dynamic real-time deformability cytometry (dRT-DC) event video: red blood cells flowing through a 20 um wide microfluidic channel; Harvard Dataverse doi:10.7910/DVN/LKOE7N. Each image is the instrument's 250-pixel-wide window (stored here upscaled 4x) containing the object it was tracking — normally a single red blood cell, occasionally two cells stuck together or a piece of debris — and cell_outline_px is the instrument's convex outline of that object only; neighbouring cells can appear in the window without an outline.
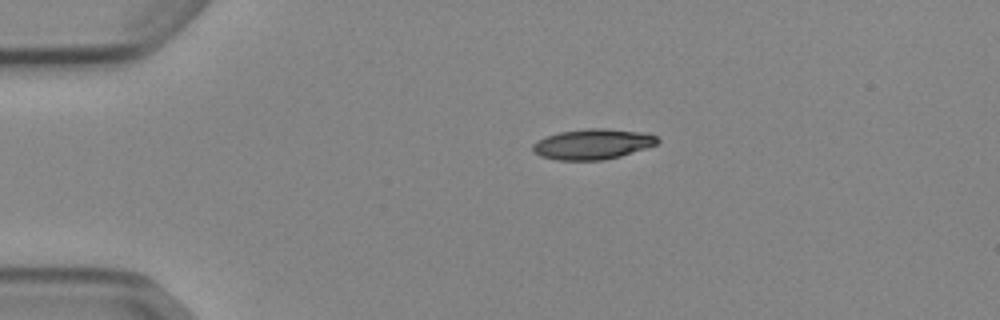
{"species": "Egyptian fruit bat (a non-hibernating species)", "species_latin": "Rousettus aegyptiacus", "temperature_condition": "cold", "stored_images_in_passage": 42, "camera_frame_rate_fps": 3000, "um_per_image_px": 0.085, "animal": {"sex": "female"}, "frame": {"image": 1, "passage_image": 1, "time_ms": 0.0, "image_size_px": [1000, 320], "cell_outline_px": [[660, 140], [656, 144], [620, 156], [604, 160], [556, 160], [540, 156], [532, 152], [532, 144], [544, 136], [560, 132], [588, 128], [604, 128], [648, 132], [656, 136]], "centroid_in_image_um": [50.35, 12.24], "position_along_channel_um": 34.6, "area_um2": 22.25}}
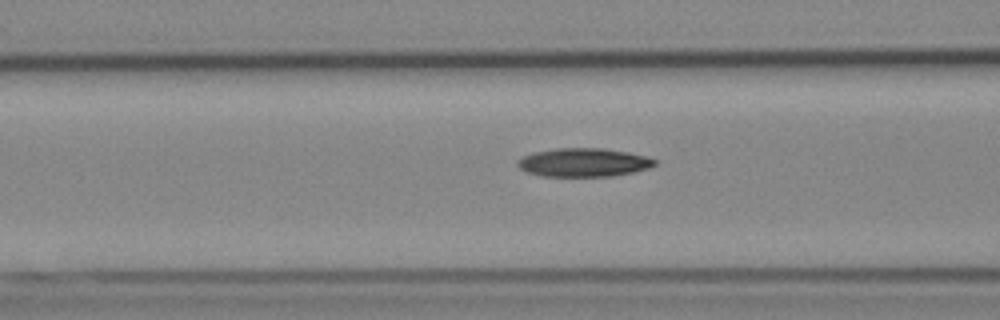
{"frame": {"image": 2, "passage_image": 11, "time_ms": 3.333, "image_size_px": [1000, 320], "cell_outline_px": [[656, 164], [648, 168], [636, 172], [612, 176], [544, 176], [528, 172], [520, 168], [516, 164], [516, 160], [520, 156], [532, 152], [556, 148], [600, 148], [628, 152], [648, 156], [656, 160]], "centroid_in_image_um": [49.59, 13.8], "position_along_channel_um": 117.0, "area_um2": 23.0}}
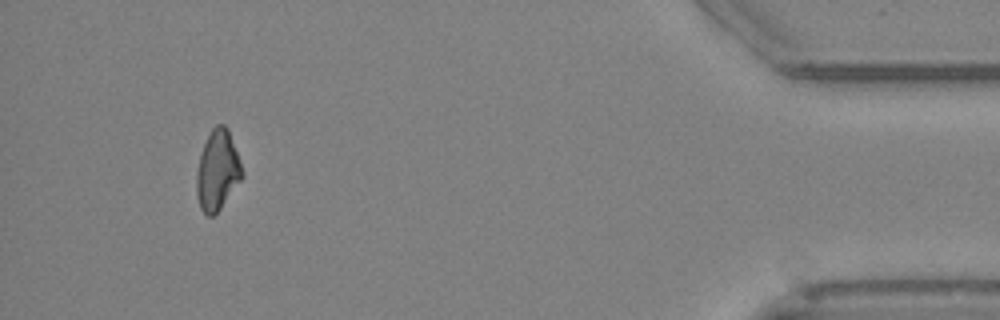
{"frame": {"image": 3, "passage_image": 39, "time_ms": 12.667, "image_size_px": [1000, 320], "cell_outline_px": [[244, 176], [220, 208], [212, 216], [208, 216], [200, 208], [196, 192], [196, 172], [200, 156], [204, 144], [212, 128], [216, 124], [224, 124], [228, 128], [244, 172]], "centroid_in_image_um": [18.49, 14.47], "position_along_channel_um": 416.7, "area_um2": 21.1}, "authors_computed_cell_mechanics": {"area_um2": 22.1374, "velocity_mm_per_s": 3.884, "shape_relaxation_time_tau1_ms": 6.6232, "shape_relaxation_time_tau2_ms": null, "deformation_change_tau1": 0.1686, "deformation_change_tau2": null}}